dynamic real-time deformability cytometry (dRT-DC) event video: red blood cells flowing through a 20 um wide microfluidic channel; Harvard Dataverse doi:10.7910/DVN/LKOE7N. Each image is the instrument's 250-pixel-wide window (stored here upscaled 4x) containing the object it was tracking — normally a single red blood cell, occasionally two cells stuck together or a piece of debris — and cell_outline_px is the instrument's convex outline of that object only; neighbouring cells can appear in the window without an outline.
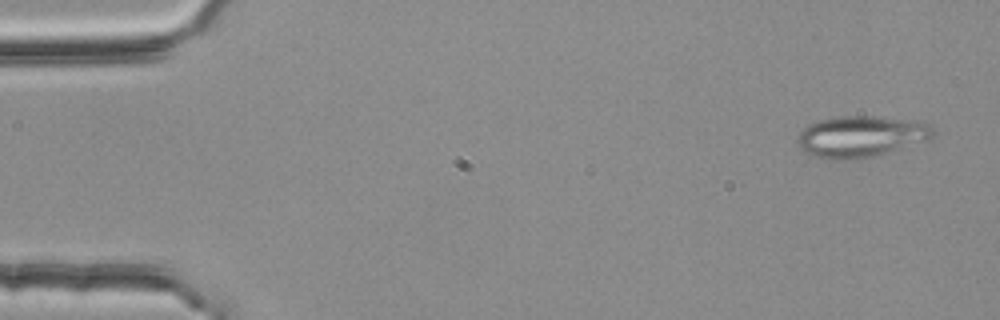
{"species": "common noctule bat (a hibernating species)", "species_latin": "Nyctalus noctula", "temperature_condition": "room temperature", "stored_images_in_passage": 13, "camera_frame_rate_fps": 3000, "um_per_image_px": 0.085, "animal": {"sex": "female", "body_mass_g": 25.1}, "frame": {"image": 1, "passage_image": 3, "time_ms": 0.667, "image_size_px": [1000, 320], "cell_outline_px": [[936, 132], [928, 140], [872, 156], [856, 160], [832, 160], [804, 152], [800, 148], [796, 140], [796, 136], [808, 124], [820, 120], [840, 116], [872, 116], [920, 120], [928, 124]], "centroid_in_image_um": [73.17, 11.59], "position_along_channel_um": 11.8, "area_um2": 32.71}}